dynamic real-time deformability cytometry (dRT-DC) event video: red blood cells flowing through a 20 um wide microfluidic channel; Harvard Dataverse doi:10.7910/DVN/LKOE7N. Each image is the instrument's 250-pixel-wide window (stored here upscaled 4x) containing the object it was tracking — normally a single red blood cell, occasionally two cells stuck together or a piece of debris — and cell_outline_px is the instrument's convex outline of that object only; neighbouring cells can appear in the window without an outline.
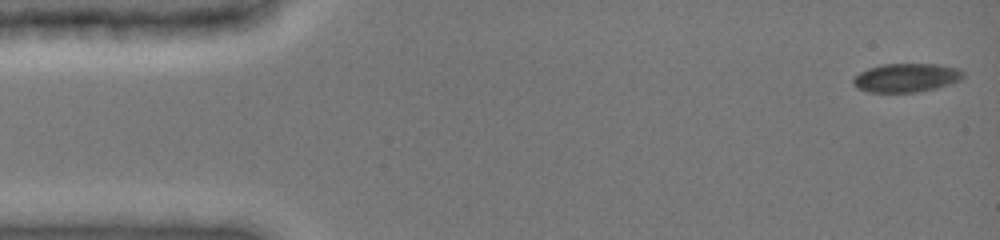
{"species": "common noctule bat (a hibernating species)", "species_latin": "Nyctalus noctula", "temperature_condition": "cold", "stored_images_in_passage": 48, "camera_frame_rate_fps": 3000, "um_per_image_px": 0.085, "animal": {"sex": "female", "body_mass_g": 19.0, "forearm_length_mm": 51.5}, "frame": {"image": 1, "passage_image": 1, "time_ms": 0.0, "image_size_px": [1000, 240], "cell_outline_px": [[964, 76], [960, 80], [936, 88], [916, 92], [868, 92], [856, 88], [852, 84], [852, 80], [860, 72], [868, 68], [880, 64], [936, 64], [960, 68], [964, 72]], "centroid_in_image_um": [77.02, 6.6], "position_along_channel_um": 8.0, "area_um2": 18.5}}
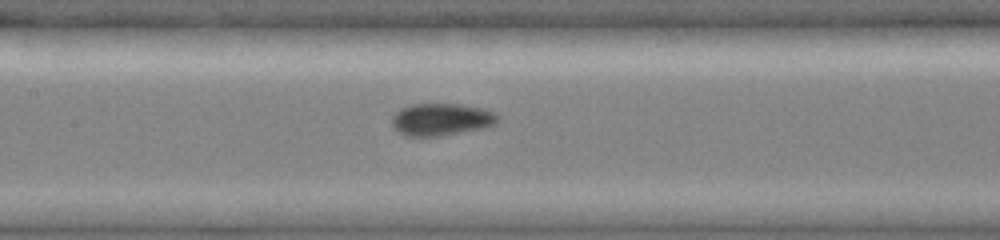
{"frame": {"image": 2, "passage_image": 22, "time_ms": 7.0, "image_size_px": [1000, 240], "cell_outline_px": [[500, 116], [496, 124], [484, 128], [440, 136], [404, 136], [392, 124], [392, 116], [400, 108], [412, 104], [460, 104], [484, 108], [496, 112]], "centroid_in_image_um": [37.55, 10.14], "position_along_channel_um": 169.8, "area_um2": 20.06}}
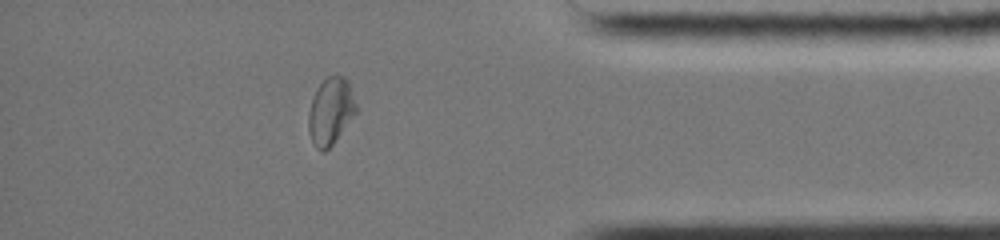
{"frame": {"image": 3, "passage_image": 41, "time_ms": 13.333, "image_size_px": [1000, 240], "cell_outline_px": [[356, 112], [332, 144], [324, 152], [320, 152], [316, 148], [308, 132], [308, 112], [316, 88], [328, 76], [344, 76], [348, 80], [356, 104]], "centroid_in_image_um": [28.08, 9.45], "position_along_channel_um": 407.1, "area_um2": 18.32}}